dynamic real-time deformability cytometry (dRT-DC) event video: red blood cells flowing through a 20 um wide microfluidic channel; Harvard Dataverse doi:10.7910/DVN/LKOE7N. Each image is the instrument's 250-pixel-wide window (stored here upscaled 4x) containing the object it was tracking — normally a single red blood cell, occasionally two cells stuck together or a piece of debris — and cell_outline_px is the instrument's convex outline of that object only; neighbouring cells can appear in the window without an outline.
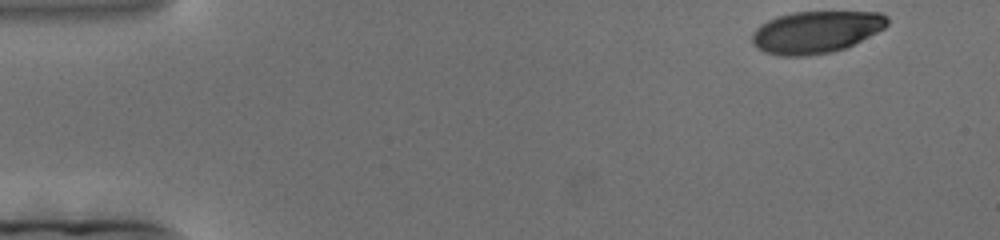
{"species": "human", "species_latin": "Homo sapiens", "temperature_condition": "cold", "stored_images_in_passage": 184, "camera_frame_rate_fps": 3000, "um_per_image_px": 0.085, "donor": {"sex": "female"}, "frame": {"image": 1, "passage_image": 1, "time_ms": 0.0, "image_size_px": [1000, 240], "cell_outline_px": [[888, 24], [884, 28], [844, 48], [832, 52], [804, 56], [780, 56], [764, 52], [756, 48], [752, 44], [752, 32], [760, 24], [776, 16], [792, 12], [880, 12], [888, 16]], "centroid_in_image_um": [69.3, 2.72], "position_along_channel_um": 15.7, "area_um2": 33.18}}
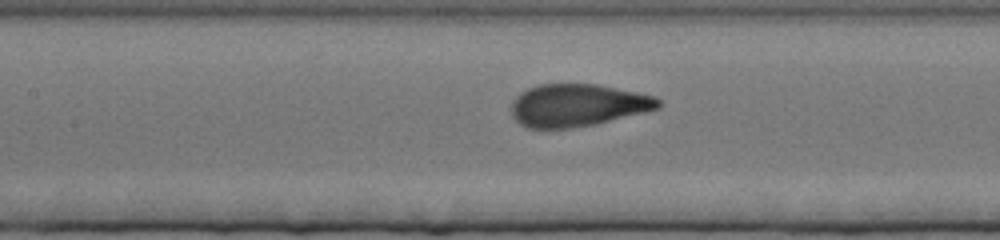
{"frame": {"image": 2, "passage_image": 77, "time_ms": 25.333, "image_size_px": [1000, 240], "cell_outline_px": [[660, 108], [596, 124], [572, 128], [528, 128], [520, 124], [512, 116], [512, 100], [520, 92], [528, 88], [540, 84], [596, 84], [656, 96], [660, 100]], "centroid_in_image_um": [49.08, 8.95], "position_along_channel_um": 158.3, "area_um2": 36.36}}
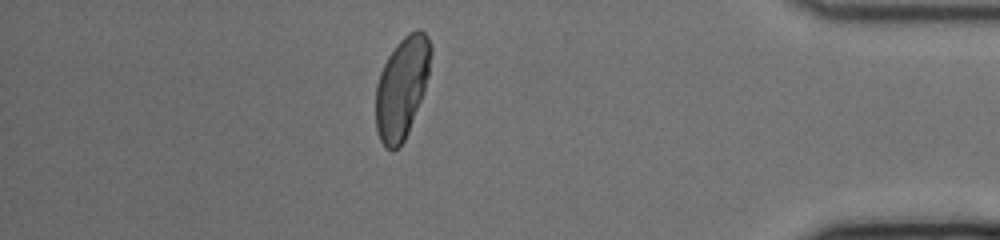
{"frame": {"image": 3, "passage_image": 158, "time_ms": 52.333, "image_size_px": [1000, 240], "cell_outline_px": [[432, 52], [428, 76], [424, 92], [408, 132], [404, 140], [392, 152], [384, 148], [380, 140], [376, 128], [376, 84], [380, 72], [388, 56], [396, 44], [408, 32], [416, 28], [420, 28], [428, 36], [432, 44]], "centroid_in_image_um": [34.17, 7.41], "position_along_channel_um": 401.0, "area_um2": 32.83}}